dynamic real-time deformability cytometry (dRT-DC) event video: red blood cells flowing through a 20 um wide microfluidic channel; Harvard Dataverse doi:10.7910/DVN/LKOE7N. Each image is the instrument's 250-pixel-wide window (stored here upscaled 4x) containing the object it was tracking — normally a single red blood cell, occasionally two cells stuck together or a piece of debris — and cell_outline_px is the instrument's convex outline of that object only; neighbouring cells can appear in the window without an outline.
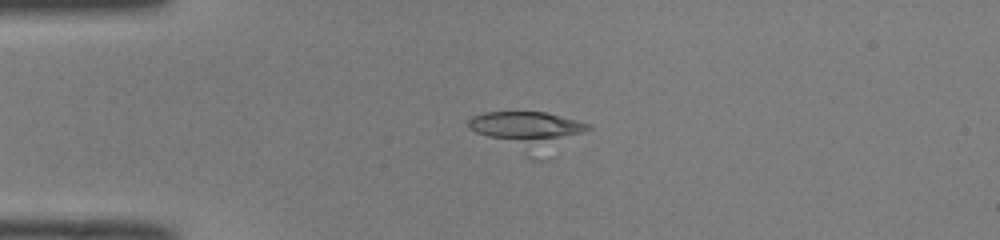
{"species": "common noctule bat (a hibernating species)", "species_latin": "Nyctalus noctula", "temperature_condition": "room temperature", "stored_images_in_passage": 50, "camera_frame_rate_fps": 3000, "um_per_image_px": 0.085, "animal": {"sex": "male", "body_mass_g": 19.0, "forearm_length_mm": 50.8}, "frame": {"image": 1, "passage_image": 12, "time_ms": 3.667, "image_size_px": [1000, 240], "cell_outline_px": [[592, 128], [584, 132], [552, 140], [528, 140], [488, 136], [476, 132], [468, 128], [468, 120], [472, 116], [484, 112], [544, 112], [576, 120], [588, 124]], "centroid_in_image_um": [44.7, 10.67], "position_along_channel_um": 40.3, "area_um2": 19.36}}
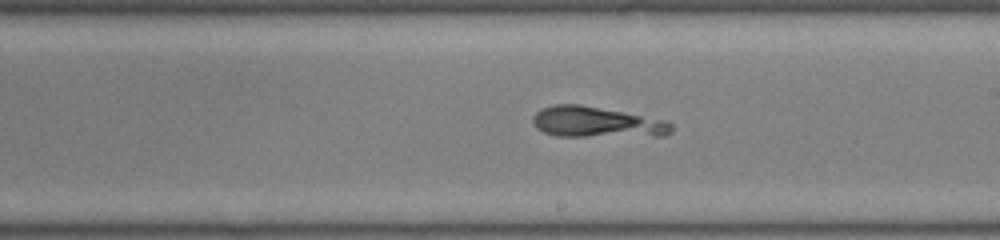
{"frame": {"image": 2, "passage_image": 29, "time_ms": 9.333, "image_size_px": [1000, 240], "cell_outline_px": [[672, 132], [664, 136], [556, 136], [544, 132], [536, 128], [532, 120], [532, 116], [540, 108], [556, 104], [580, 104], [624, 112], [664, 120], [672, 124]], "centroid_in_image_um": [50.69, 10.39], "position_along_channel_um": 238.3, "area_um2": 24.91}}
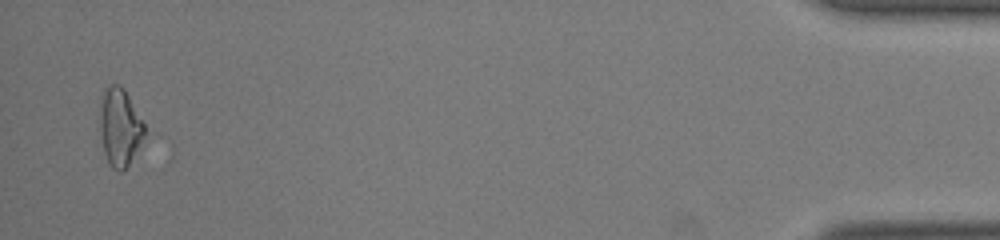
{"frame": {"image": 3, "passage_image": 49, "time_ms": 16.0, "image_size_px": [1000, 240], "cell_outline_px": [[144, 136], [128, 164], [120, 172], [112, 168], [104, 152], [100, 128], [100, 108], [104, 92], [112, 84], [120, 84], [124, 88], [144, 124]], "centroid_in_image_um": [10.18, 10.79], "position_along_channel_um": 425.0, "area_um2": 19.54}}